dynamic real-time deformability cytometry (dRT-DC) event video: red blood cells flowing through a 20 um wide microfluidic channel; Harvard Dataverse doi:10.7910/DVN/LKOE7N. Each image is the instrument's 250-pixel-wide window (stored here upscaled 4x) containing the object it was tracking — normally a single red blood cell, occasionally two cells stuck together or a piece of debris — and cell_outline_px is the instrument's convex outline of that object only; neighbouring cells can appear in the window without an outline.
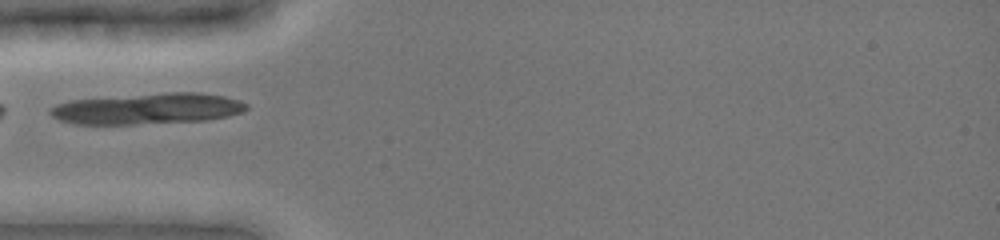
{"species": "common noctule bat (a hibernating species)", "species_latin": "Nyctalus noctula", "temperature_condition": "cold", "stored_images_in_passage": 30, "camera_frame_rate_fps": 3000, "um_per_image_px": 0.085, "animal": {"sex": "female", "body_mass_g": 19.0, "forearm_length_mm": 51.5}, "frame": {"image": 1, "passage_image": 1, "time_ms": 0.0, "image_size_px": [1000, 240], "cell_outline_px": [[248, 108], [244, 112], [228, 116], [208, 120], [132, 124], [72, 124], [60, 120], [52, 116], [48, 112], [48, 108], [56, 104], [72, 100], [168, 92], [200, 92], [224, 96], [240, 100], [248, 104]], "centroid_in_image_um": [12.56, 9.24], "position_along_channel_um": 72.4, "area_um2": 35.55}}